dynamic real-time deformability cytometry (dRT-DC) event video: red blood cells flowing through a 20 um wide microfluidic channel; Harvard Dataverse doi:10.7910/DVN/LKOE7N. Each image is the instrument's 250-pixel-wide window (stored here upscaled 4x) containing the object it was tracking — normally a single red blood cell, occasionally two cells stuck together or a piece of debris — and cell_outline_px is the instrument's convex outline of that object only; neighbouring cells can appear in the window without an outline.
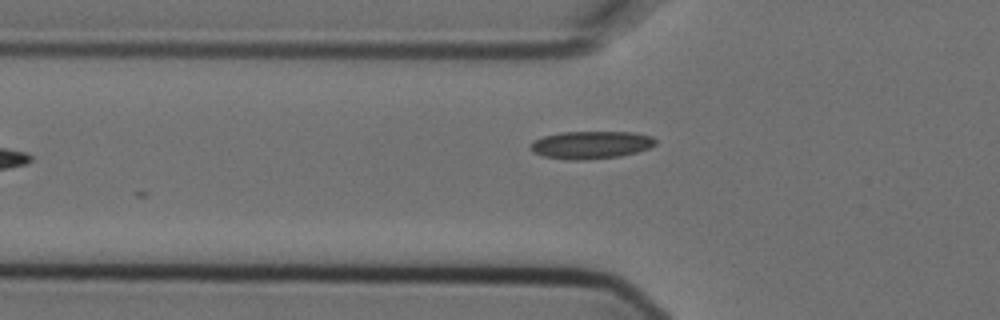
{"species": "Egyptian fruit bat (a non-hibernating species)", "species_latin": "Rousettus aegyptiacus", "temperature_condition": "cold", "stored_images_in_passage": 4, "camera_frame_rate_fps": 3000, "um_per_image_px": 0.085, "animal": {"sex": "female"}, "frame": {"image": 1, "passage_image": 4, "time_ms": 1.0, "image_size_px": [1000, 320], "cell_outline_px": [[656, 144], [648, 148], [636, 152], [620, 156], [584, 160], [568, 160], [544, 156], [532, 152], [532, 140], [544, 136], [560, 132], [632, 132], [652, 136], [656, 140]], "centroid_in_image_um": [50.23, 12.31], "position_along_channel_um": 75.6, "area_um2": 20.11}}